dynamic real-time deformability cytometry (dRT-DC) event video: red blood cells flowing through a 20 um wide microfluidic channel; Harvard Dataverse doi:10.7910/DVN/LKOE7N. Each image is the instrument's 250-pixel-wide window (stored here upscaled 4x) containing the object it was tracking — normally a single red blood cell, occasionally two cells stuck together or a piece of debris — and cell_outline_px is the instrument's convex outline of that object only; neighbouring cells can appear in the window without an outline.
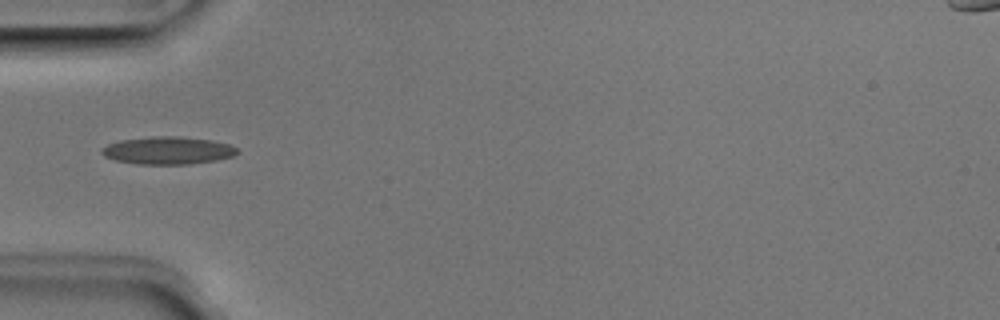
{"species": "Egyptian fruit bat (a non-hibernating species)", "species_latin": "Rousettus aegyptiacus", "temperature_condition": "room temperature", "stored_images_in_passage": 1, "camera_frame_rate_fps": 3000, "um_per_image_px": 0.085, "animal": {"sex": "male"}, "frame": {"image": 1, "passage_image": 1, "time_ms": 0.0, "image_size_px": [1000, 320], "cell_outline_px": [[240, 152], [232, 156], [216, 160], [188, 164], [140, 164], [116, 160], [104, 156], [100, 152], [100, 148], [108, 144], [120, 140], [152, 136], [180, 136], [212, 140], [228, 144], [236, 148]], "centroid_in_image_um": [14.25, 12.78], "position_along_channel_um": 70.8, "area_um2": 21.79}}